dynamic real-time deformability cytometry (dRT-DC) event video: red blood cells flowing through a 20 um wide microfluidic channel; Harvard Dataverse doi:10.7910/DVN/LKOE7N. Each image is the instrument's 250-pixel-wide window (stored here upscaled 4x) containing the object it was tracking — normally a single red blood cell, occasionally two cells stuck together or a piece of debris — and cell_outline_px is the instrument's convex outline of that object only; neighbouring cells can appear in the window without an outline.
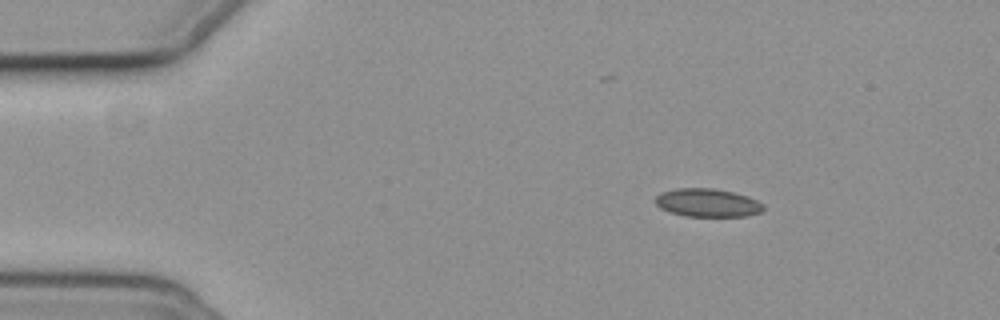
{"species": "common noctule bat (a hibernating species)", "species_latin": "Nyctalus noctula", "temperature_condition": "cold", "stored_images_in_passage": 13, "camera_frame_rate_fps": 3000, "um_per_image_px": 0.085, "animal": {"sex": "female", "body_mass_g": 19.3, "forearm_length_mm": 54.1}, "frame": {"image": 1, "passage_image": 9, "time_ms": 2.667, "image_size_px": [1000, 320], "cell_outline_px": [[764, 208], [760, 212], [748, 216], [684, 216], [660, 208], [656, 204], [656, 196], [660, 192], [676, 188], [716, 188], [748, 196], [764, 204]], "centroid_in_image_um": [60.14, 17.23], "position_along_channel_um": 24.9, "area_um2": 17.8}}